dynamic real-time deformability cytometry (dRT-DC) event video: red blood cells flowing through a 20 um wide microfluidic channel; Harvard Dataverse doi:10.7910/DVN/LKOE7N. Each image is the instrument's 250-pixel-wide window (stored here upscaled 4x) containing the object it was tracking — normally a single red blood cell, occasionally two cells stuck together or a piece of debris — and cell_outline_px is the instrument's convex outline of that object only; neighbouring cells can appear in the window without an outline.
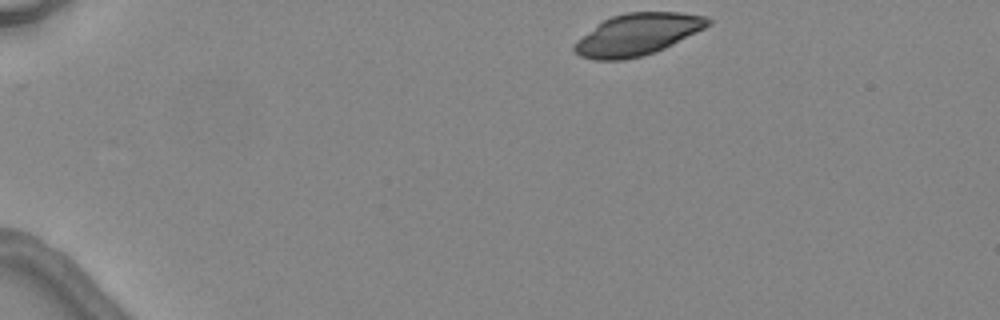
{"species": "common noctule bat (a hibernating species)", "species_latin": "Nyctalus noctula", "temperature_condition": "warm", "stored_images_in_passage": 5, "segment_of_instrument_passage": [2, 2], "camera_frame_rate_fps": 3000, "um_per_image_px": 0.085, "animal": {"sex": "female", "body_mass_g": 24.6, "forearm_length_mm": 56.2}, "frame": {"image": 1, "passage_image": 5, "time_ms": 4.667, "image_size_px": [1000, 320], "cell_outline_px": [[712, 24], [664, 48], [640, 56], [624, 60], [592, 60], [580, 56], [572, 48], [572, 44], [576, 40], [596, 24], [612, 16], [628, 12], [680, 12], [704, 16], [712, 20]], "centroid_in_image_um": [54.14, 2.92], "position_along_channel_um": 30.9, "area_um2": 32.37}}